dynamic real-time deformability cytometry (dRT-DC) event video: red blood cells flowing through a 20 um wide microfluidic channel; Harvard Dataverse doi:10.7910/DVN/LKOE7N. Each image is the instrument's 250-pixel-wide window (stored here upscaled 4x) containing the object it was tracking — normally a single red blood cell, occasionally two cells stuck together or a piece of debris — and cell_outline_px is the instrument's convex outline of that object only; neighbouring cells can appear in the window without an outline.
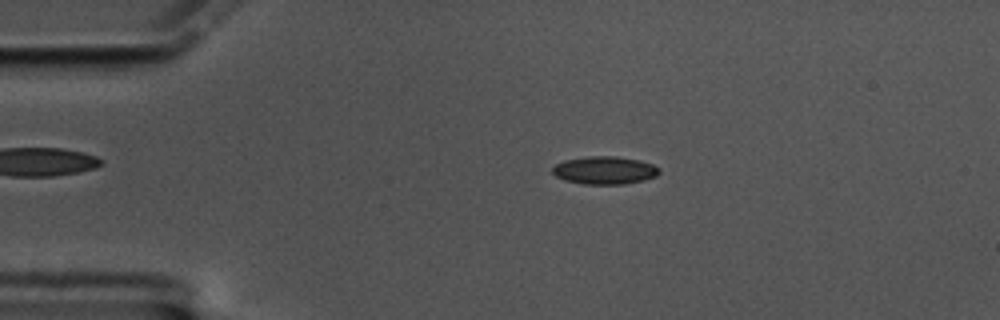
{"species": "common noctule bat (a hibernating species)", "species_latin": "Nyctalus noctula", "temperature_condition": "cold", "stored_images_in_passage": 59, "camera_frame_rate_fps": 3000, "um_per_image_px": 0.085, "animal": {"sex": "male", "body_mass_g": 17.5, "forearm_length_mm": 52.3}, "frame": {"image": 1, "passage_image": 12, "time_ms": 3.667, "image_size_px": [1000, 320], "cell_outline_px": [[660, 172], [656, 176], [644, 180], [624, 184], [584, 184], [564, 180], [556, 176], [552, 172], [552, 168], [556, 164], [564, 160], [588, 156], [616, 156], [640, 160], [652, 164], [660, 168]], "centroid_in_image_um": [51.4, 14.47], "position_along_channel_um": 33.6, "area_um2": 17.4}}
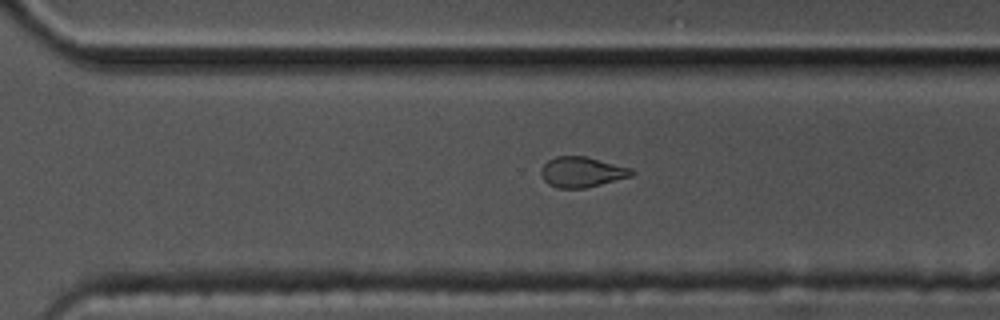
{"frame": {"image": 2, "passage_image": 41, "time_ms": 13.333, "image_size_px": [1000, 320], "cell_outline_px": [[636, 172], [632, 176], [584, 188], [556, 188], [548, 184], [544, 180], [540, 172], [540, 168], [548, 160], [556, 156], [584, 156], [632, 168]], "centroid_in_image_um": [49.44, 14.62], "position_along_channel_um": 321.2, "area_um2": 16.01}}
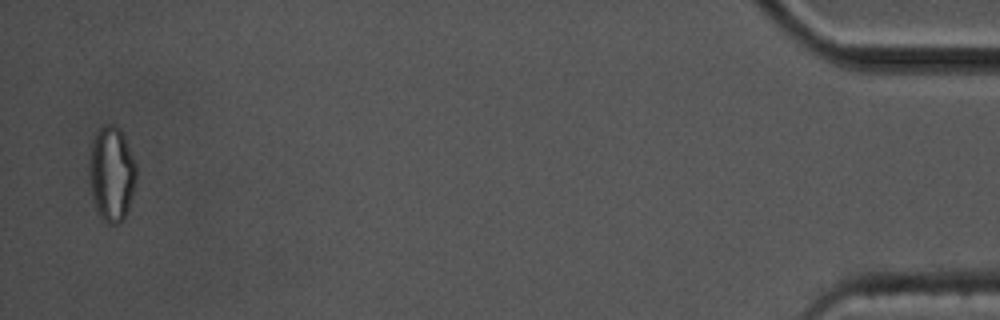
{"frame": {"image": 3, "passage_image": 58, "time_ms": 19.0, "image_size_px": [1000, 320], "cell_outline_px": [[136, 180], [128, 208], [124, 220], [116, 224], [108, 224], [100, 216], [96, 208], [92, 196], [88, 168], [88, 160], [92, 140], [96, 132], [104, 124], [116, 124], [120, 128], [124, 136], [136, 164]], "centroid_in_image_um": [9.47, 14.74], "position_along_channel_um": 425.7, "area_um2": 26.24}, "authors_computed_cell_mechanics": {"area_um2": 16.7042, "velocity_mm_per_s": 3.3887, "shape_relaxation_time_tau1_ms": null, "shape_relaxation_time_tau2_ms": 2.1897, "deformation_change_tau1": null, "deformation_change_tau2": 0.087}}